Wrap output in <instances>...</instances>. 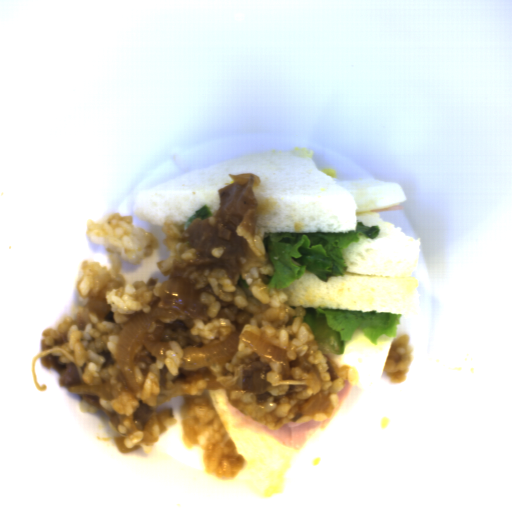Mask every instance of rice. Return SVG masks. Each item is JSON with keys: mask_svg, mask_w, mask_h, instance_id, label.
Listing matches in <instances>:
<instances>
[{"mask_svg": "<svg viewBox=\"0 0 512 512\" xmlns=\"http://www.w3.org/2000/svg\"><path fill=\"white\" fill-rule=\"evenodd\" d=\"M86 235L92 242L104 247L112 267L87 260L79 267L78 294L81 303L76 312L62 320L57 327L43 330V342L53 350L62 364L74 363L81 385H97L111 393V400L98 397L107 411L118 420L117 429L127 448L148 454L160 437L175 427L173 410L153 411L143 430L133 423L140 402L152 410L174 396L182 395L185 403L180 421L182 440L187 449L199 446L204 449V471L220 478L232 479L245 465L243 455L211 405L205 391L209 377L190 382H173L181 373L184 348L179 341L167 342L164 361L153 355L143 344L137 345L132 355V370L137 391H131L119 368L117 359L118 338L127 323L138 314H149L153 309H163L171 319H158L165 324L185 320L173 309L161 293V285L154 277L129 283L121 273V261L140 263L151 256L159 243L154 233L135 228L133 217L119 212L109 215L103 222L89 219ZM100 299L110 305L104 320L83 306L91 299Z\"/></svg>", "mask_w": 512, "mask_h": 512, "instance_id": "rice-1", "label": "rice"}, {"mask_svg": "<svg viewBox=\"0 0 512 512\" xmlns=\"http://www.w3.org/2000/svg\"><path fill=\"white\" fill-rule=\"evenodd\" d=\"M254 243L264 258V264L245 271L236 283L229 280L224 268L188 273L179 278L196 291L197 300L206 307L202 316L193 318L191 333L195 337L218 342L232 332L238 333L233 359L206 366L223 385L221 389L229 404L254 421L277 429L286 423L328 420L337 409L338 395L344 382L355 385L359 373L354 367L341 366L332 360L329 362L338 375L332 381L329 362L316 342L313 329L304 322L307 310L292 308L286 303L288 295L269 285L274 269L262 238L255 235ZM247 330L286 350L291 363L289 376L285 377L279 364L262 358L271 366V372L266 374L270 396L261 404L256 402L254 394L242 390V362L244 356L254 353L239 341ZM301 356L319 369L323 382L317 389L312 390L305 382L308 374L299 366ZM319 392L329 397L326 411L291 420L300 405Z\"/></svg>", "mask_w": 512, "mask_h": 512, "instance_id": "rice-2", "label": "rice"}, {"mask_svg": "<svg viewBox=\"0 0 512 512\" xmlns=\"http://www.w3.org/2000/svg\"><path fill=\"white\" fill-rule=\"evenodd\" d=\"M187 227L184 224H178L174 220H167L162 230L165 232L162 240L163 247L169 249V255L165 261L158 262L157 269L168 280L175 269V264L182 259H196L200 257L197 249H193L188 240H182L181 236Z\"/></svg>", "mask_w": 512, "mask_h": 512, "instance_id": "rice-3", "label": "rice"}, {"mask_svg": "<svg viewBox=\"0 0 512 512\" xmlns=\"http://www.w3.org/2000/svg\"><path fill=\"white\" fill-rule=\"evenodd\" d=\"M409 335H402L392 342L387 354L385 373L395 383H404L411 364L412 347Z\"/></svg>", "mask_w": 512, "mask_h": 512, "instance_id": "rice-4", "label": "rice"}, {"mask_svg": "<svg viewBox=\"0 0 512 512\" xmlns=\"http://www.w3.org/2000/svg\"><path fill=\"white\" fill-rule=\"evenodd\" d=\"M80 410H81V412H85V413H94L100 409L82 399Z\"/></svg>", "mask_w": 512, "mask_h": 512, "instance_id": "rice-5", "label": "rice"}, {"mask_svg": "<svg viewBox=\"0 0 512 512\" xmlns=\"http://www.w3.org/2000/svg\"><path fill=\"white\" fill-rule=\"evenodd\" d=\"M156 328H157V323L154 321L151 324V326L147 329L145 337L148 338L149 340H156L157 341V339H156V337L154 335V332H155Z\"/></svg>", "mask_w": 512, "mask_h": 512, "instance_id": "rice-6", "label": "rice"}, {"mask_svg": "<svg viewBox=\"0 0 512 512\" xmlns=\"http://www.w3.org/2000/svg\"><path fill=\"white\" fill-rule=\"evenodd\" d=\"M223 251H224L223 246L215 247V248H212L210 255L213 258H221Z\"/></svg>", "mask_w": 512, "mask_h": 512, "instance_id": "rice-7", "label": "rice"}]
</instances>
